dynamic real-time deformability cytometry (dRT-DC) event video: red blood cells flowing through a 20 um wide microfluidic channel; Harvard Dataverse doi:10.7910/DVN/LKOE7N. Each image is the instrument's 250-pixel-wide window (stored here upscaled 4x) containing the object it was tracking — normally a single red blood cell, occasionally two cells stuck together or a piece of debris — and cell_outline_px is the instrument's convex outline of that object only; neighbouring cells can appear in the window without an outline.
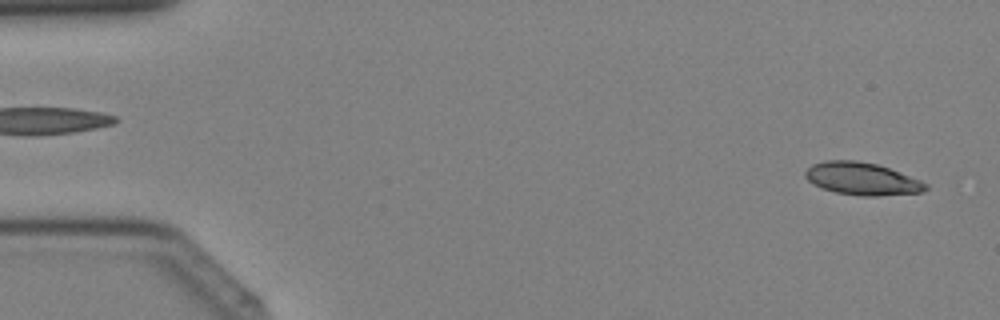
{"species": "Egyptian fruit bat (a non-hibernating species)", "species_latin": "Rousettus aegyptiacus", "temperature_condition": "cold", "stored_images_in_passage": 39, "camera_frame_rate_fps": 3000, "um_per_image_px": 0.085, "animal": {"sex": "female"}, "frame": {"image": 1, "passage_image": 1, "time_ms": 0.0, "image_size_px": [1000, 320], "cell_outline_px": [[928, 188], [920, 192], [876, 196], [860, 196], [836, 192], [824, 188], [808, 180], [804, 176], [804, 172], [812, 164], [828, 160], [856, 160], [876, 164], [888, 168], [920, 180], [928, 184]], "centroid_in_image_um": [73.26, 15.19], "position_along_channel_um": 11.7, "area_um2": 22.48}}
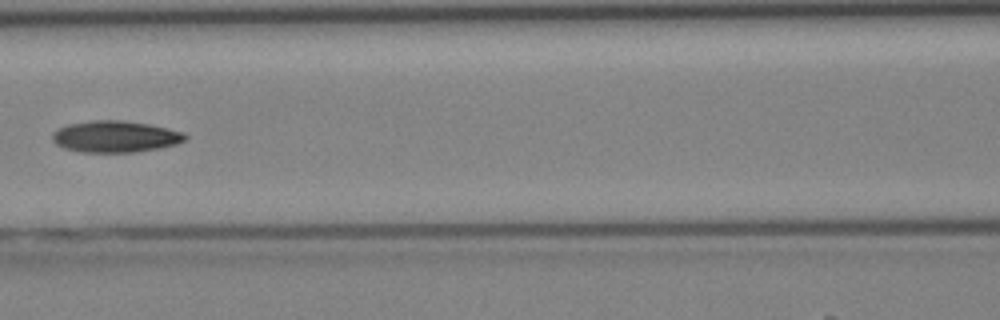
{"frame": {"image": 2, "passage_image": 17, "time_ms": 5.333, "image_size_px": [1000, 320], "cell_outline_px": [[188, 136], [184, 140], [176, 144], [160, 148], [136, 152], [84, 152], [64, 148], [56, 144], [52, 140], [52, 132], [56, 128], [68, 124], [92, 120], [124, 120], [148, 124], [168, 128], [184, 132]], "centroid_in_image_um": [9.78, 11.6], "position_along_channel_um": 156.8, "area_um2": 24.57}}
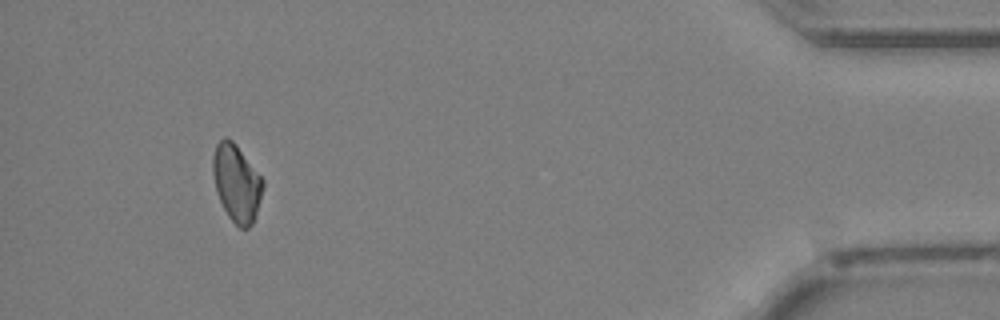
{"frame": {"image": 3, "passage_image": 36, "time_ms": 11.667, "image_size_px": [1000, 320], "cell_outline_px": [[264, 188], [252, 224], [248, 228], [240, 228], [228, 216], [216, 192], [212, 172], [212, 156], [216, 144], [224, 136], [232, 140], [236, 144], [264, 180]], "centroid_in_image_um": [20.1, 15.53], "position_along_channel_um": 415.1, "area_um2": 22.48}}